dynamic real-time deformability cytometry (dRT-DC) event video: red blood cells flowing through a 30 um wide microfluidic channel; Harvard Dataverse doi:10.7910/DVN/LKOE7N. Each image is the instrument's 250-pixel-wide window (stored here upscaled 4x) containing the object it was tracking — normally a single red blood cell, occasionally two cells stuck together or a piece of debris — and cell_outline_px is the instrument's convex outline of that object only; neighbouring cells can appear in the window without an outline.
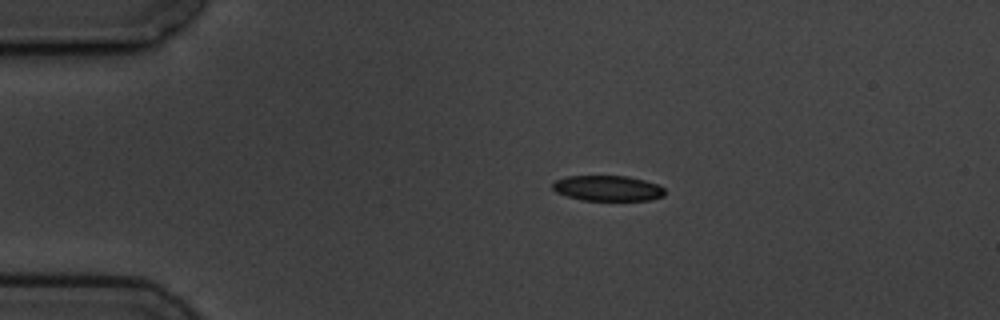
{"species": "common noctule bat (a hibernating species)", "species_latin": "Nyctalus noctula", "temperature_condition": "cold", "stored_images_in_passage": 9, "camera_frame_rate_fps": 3000, "um_per_image_px": 0.085, "animal": {"sex": "male", "body_mass_g": 19.5, "forearm_length_mm": 54.6}, "frame": {"image": 1, "passage_image": 1, "time_ms": 0.0, "image_size_px": [1000, 320], "cell_outline_px": [[664, 196], [652, 200], [584, 200], [568, 196], [556, 192], [552, 188], [552, 184], [556, 180], [568, 176], [628, 176], [644, 180], [656, 184], [664, 188]], "centroid_in_image_um": [51.67, 16.0], "position_along_channel_um": 33.3, "area_um2": 16.53}}
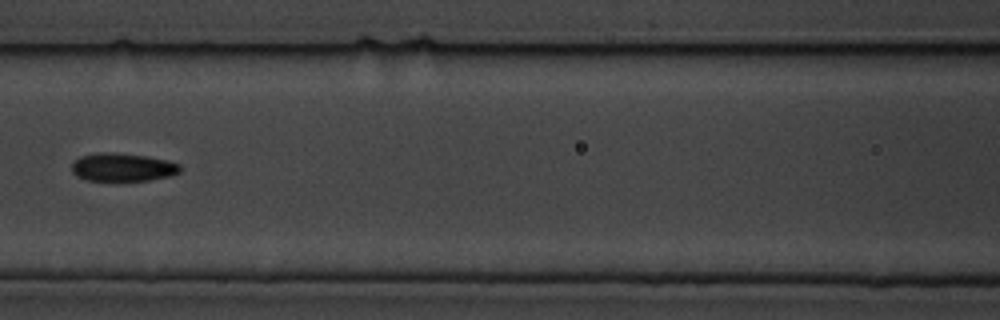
{"frame": {"image": 2, "passage_image": 5, "time_ms": 4.667, "image_size_px": [1000, 320], "cell_outline_px": [[180, 172], [168, 176], [148, 180], [88, 180], [76, 176], [72, 172], [72, 164], [80, 156], [100, 152], [108, 152], [148, 156], [168, 160], [180, 164]], "centroid_in_image_um": [10.42, 14.2], "position_along_channel_um": 156.2, "area_um2": 17.63}}
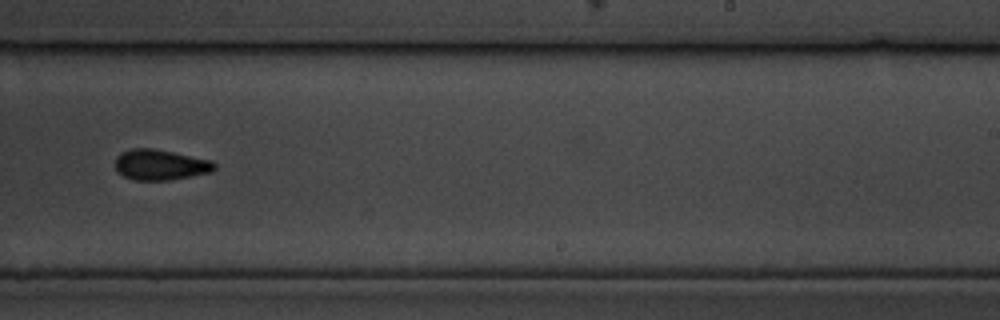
{"frame": {"image": 3, "passage_image": 8, "time_ms": 8.0, "image_size_px": [1000, 320], "cell_outline_px": [[216, 168], [212, 172], [172, 180], [132, 180], [116, 172], [116, 156], [120, 152], [132, 148], [152, 148], [212, 160], [216, 164]], "centroid_in_image_um": [13.62, 14.01], "position_along_channel_um": 275.4, "area_um2": 17.86}}